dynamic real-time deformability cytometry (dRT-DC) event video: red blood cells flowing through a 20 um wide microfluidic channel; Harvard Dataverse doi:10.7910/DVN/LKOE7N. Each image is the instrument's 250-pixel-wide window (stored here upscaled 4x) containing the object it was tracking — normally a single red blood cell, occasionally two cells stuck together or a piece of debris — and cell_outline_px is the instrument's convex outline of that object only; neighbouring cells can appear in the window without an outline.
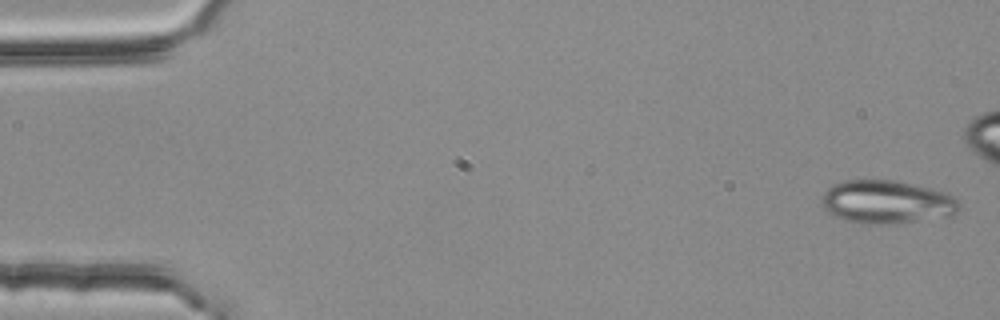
{"species": "common noctule bat (a hibernating species)", "species_latin": "Nyctalus noctula", "temperature_condition": "room temperature", "stored_images_in_passage": 5, "camera_frame_rate_fps": 3000, "um_per_image_px": 0.085, "animal": {"sex": "female", "body_mass_g": 25.1}, "frame": {"image": 1, "passage_image": 1, "time_ms": 0.0, "image_size_px": [1000, 320], "cell_outline_px": [[960, 208], [952, 216], [900, 224], [860, 224], [844, 220], [832, 216], [824, 208], [820, 200], [824, 192], [832, 184], [844, 180], [896, 180], [948, 192], [960, 204]], "centroid_in_image_um": [75.37, 17.18], "position_along_channel_um": 9.6, "area_um2": 35.37}}